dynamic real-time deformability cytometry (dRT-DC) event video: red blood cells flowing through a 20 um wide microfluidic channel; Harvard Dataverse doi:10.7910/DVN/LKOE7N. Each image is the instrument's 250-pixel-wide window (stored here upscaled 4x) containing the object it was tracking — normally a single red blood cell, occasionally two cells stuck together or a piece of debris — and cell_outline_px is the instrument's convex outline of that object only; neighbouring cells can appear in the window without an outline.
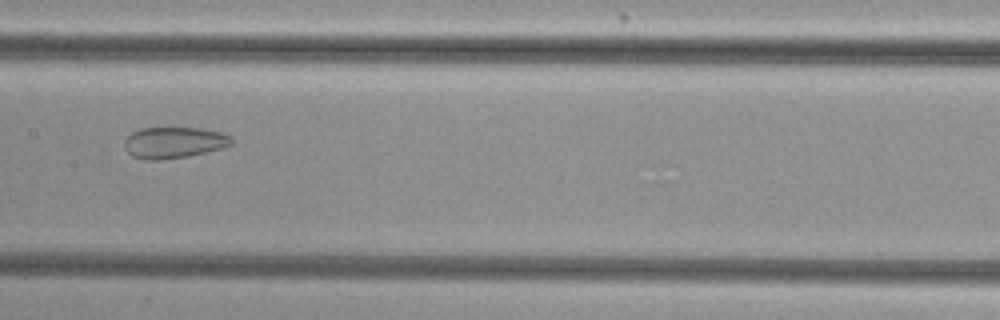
{"species": "common noctule bat (a hibernating species)", "species_latin": "Nyctalus noctula", "temperature_condition": "cold", "stored_images_in_passage": 6, "camera_frame_rate_fps": 3000, "um_per_image_px": 0.085, "animal": {"sex": "female", "body_mass_g": 29.2, "forearm_length_mm": 56.3}, "frame": {"image": 1, "passage_image": 4, "time_ms": 1.0, "image_size_px": [1000, 320], "cell_outline_px": [[232, 144], [220, 148], [188, 156], [160, 160], [144, 160], [132, 156], [124, 148], [124, 140], [132, 132], [140, 128], [200, 128], [224, 132], [232, 136]], "centroid_in_image_um": [14.77, 12.11], "position_along_channel_um": 192.6, "area_um2": 19.59}}
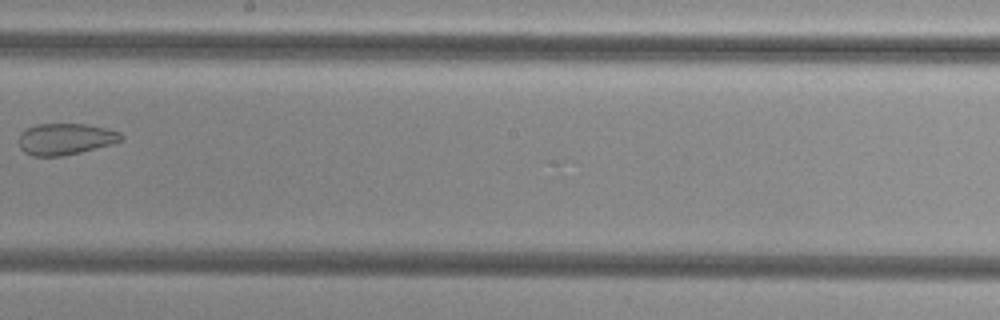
{"frame": {"image": 2, "passage_image": 5, "time_ms": 1.333, "image_size_px": [1000, 320], "cell_outline_px": [[124, 136], [120, 140], [108, 144], [80, 152], [64, 156], [32, 156], [24, 152], [20, 148], [16, 140], [20, 132], [36, 124], [84, 124], [104, 128], [120, 132]], "centroid_in_image_um": [5.46, 11.82], "position_along_channel_um": 242.7, "area_um2": 18.67}}
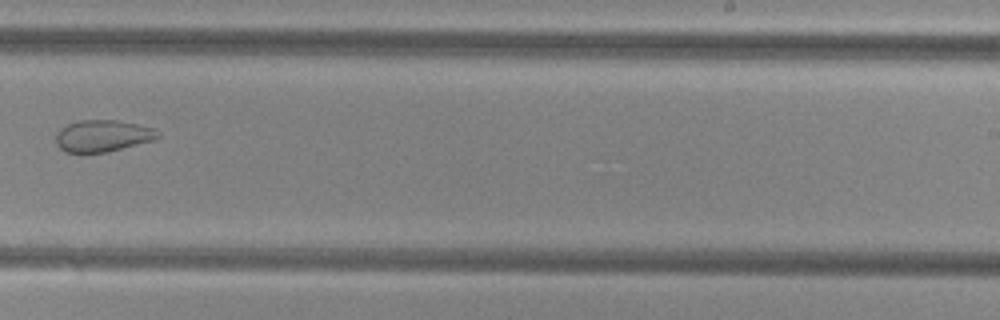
{"frame": {"image": 3, "passage_image": 6, "time_ms": 1.667, "image_size_px": [1000, 320], "cell_outline_px": [[160, 136], [152, 140], [108, 152], [64, 152], [56, 144], [56, 132], [60, 128], [68, 124], [80, 120], [116, 120], [156, 128], [160, 132]], "centroid_in_image_um": [8.72, 11.54], "position_along_channel_um": 280.3, "area_um2": 18.84}}